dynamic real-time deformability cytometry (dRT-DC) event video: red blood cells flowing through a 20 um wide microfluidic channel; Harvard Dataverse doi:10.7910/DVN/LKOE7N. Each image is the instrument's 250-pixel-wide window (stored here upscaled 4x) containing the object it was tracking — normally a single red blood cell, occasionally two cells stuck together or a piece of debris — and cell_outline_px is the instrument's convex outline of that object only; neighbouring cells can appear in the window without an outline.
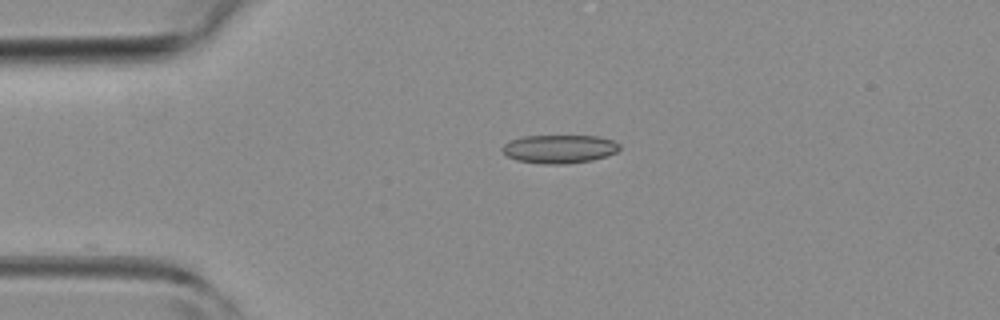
{"species": "common noctule bat (a hibernating species)", "species_latin": "Nyctalus noctula", "temperature_condition": "room temperature", "stored_images_in_passage": 4, "camera_frame_rate_fps": 3000, "um_per_image_px": 0.085, "animal": {"sex": "female", "body_mass_g": 19.3, "forearm_length_mm": 54.1}, "frame": {"image": 1, "passage_image": 3, "time_ms": 2.333, "image_size_px": [1000, 320], "cell_outline_px": [[620, 148], [616, 152], [592, 160], [568, 164], [544, 164], [516, 160], [508, 156], [500, 148], [504, 144], [512, 140], [524, 136], [596, 136], [612, 140], [620, 144]], "centroid_in_image_um": [47.54, 12.66], "position_along_channel_um": 37.5, "area_um2": 19.31}}